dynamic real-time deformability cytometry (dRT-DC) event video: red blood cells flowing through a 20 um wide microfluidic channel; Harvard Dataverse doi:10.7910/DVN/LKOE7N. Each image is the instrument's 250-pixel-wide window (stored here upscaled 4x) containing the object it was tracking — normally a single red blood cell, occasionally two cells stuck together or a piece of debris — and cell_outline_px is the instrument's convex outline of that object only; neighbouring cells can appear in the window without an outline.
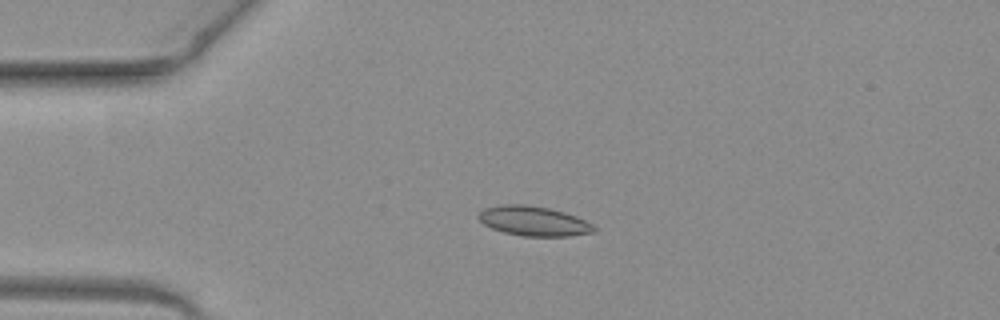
{"species": "common noctule bat (a hibernating species)", "species_latin": "Nyctalus noctula", "temperature_condition": "warm", "stored_images_in_passage": 39, "camera_frame_rate_fps": 3000, "um_per_image_px": 0.085, "animal": {"sex": "female", "body_mass_g": 19.3, "forearm_length_mm": 54.1}, "frame": {"image": 1, "passage_image": 1, "time_ms": 0.0, "image_size_px": [1000, 320], "cell_outline_px": [[596, 232], [568, 236], [524, 236], [504, 232], [492, 228], [484, 224], [476, 216], [484, 208], [500, 204], [528, 204], [548, 208], [564, 212], [576, 216], [592, 224], [596, 228]], "centroid_in_image_um": [45.35, 18.78], "position_along_channel_um": 39.6, "area_um2": 20.0}}
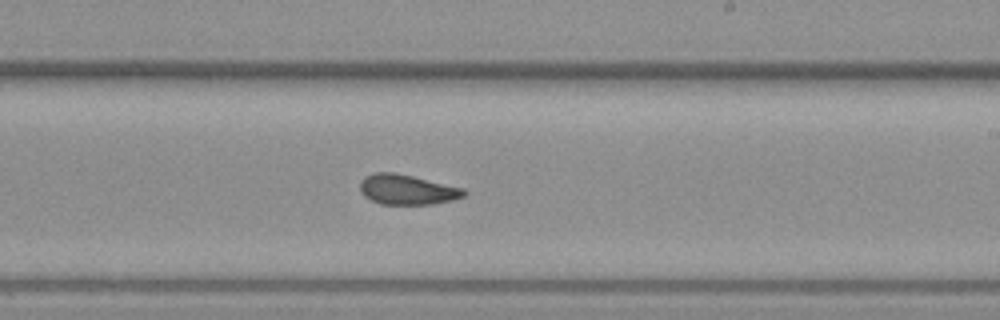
{"frame": {"image": 2, "passage_image": 19, "time_ms": 6.0, "image_size_px": [1000, 320], "cell_outline_px": [[468, 192], [464, 196], [452, 200], [432, 204], [380, 204], [364, 196], [360, 192], [360, 180], [364, 176], [376, 172], [392, 172], [412, 176], [464, 188]], "centroid_in_image_um": [34.59, 16.11], "position_along_channel_um": 254.4, "area_um2": 18.21}}
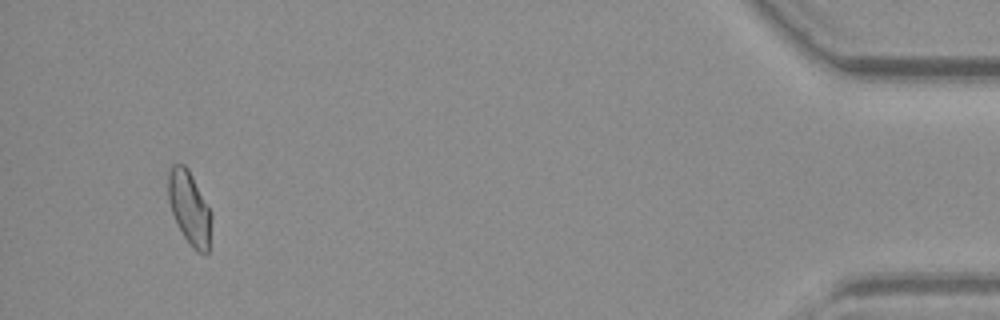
{"frame": {"image": 3, "passage_image": 37, "time_ms": 12.0, "image_size_px": [1000, 320], "cell_outline_px": [[212, 220], [208, 252], [204, 256], [196, 252], [192, 248], [176, 224], [168, 200], [168, 172], [172, 164], [184, 164], [188, 168], [212, 212]], "centroid_in_image_um": [16.11, 17.7], "position_along_channel_um": 419.1, "area_um2": 18.79}, "authors_computed_cell_mechanics": {"area_um2": 18.3226, "velocity_mm_per_s": 4.0562, "shape_relaxation_time_tau1_ms": null, "shape_relaxation_time_tau2_ms": 2.0226, "deformation_change_tau1": null, "deformation_change_tau2": 0.0727}}